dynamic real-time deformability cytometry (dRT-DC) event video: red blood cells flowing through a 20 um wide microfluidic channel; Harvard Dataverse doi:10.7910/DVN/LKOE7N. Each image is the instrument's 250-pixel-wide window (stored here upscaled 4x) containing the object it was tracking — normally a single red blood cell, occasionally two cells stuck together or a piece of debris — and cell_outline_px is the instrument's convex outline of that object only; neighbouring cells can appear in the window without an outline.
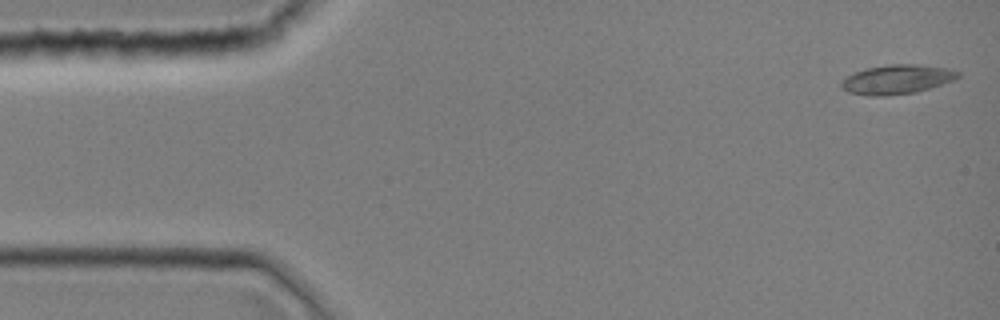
{"species": "common noctule bat (a hibernating species)", "species_latin": "Nyctalus noctula", "temperature_condition": "room temperature", "stored_images_in_passage": 43, "camera_frame_rate_fps": 3000, "um_per_image_px": 0.085, "animal": {"sex": "female", "body_mass_g": 19.0, "forearm_length_mm": 51.5}, "frame": {"image": 1, "passage_image": 1, "time_ms": 0.0, "image_size_px": [1000, 320], "cell_outline_px": [[960, 76], [952, 80], [916, 92], [884, 96], [868, 96], [848, 92], [840, 88], [840, 80], [856, 72], [868, 68], [888, 64], [916, 64], [948, 68], [960, 72]], "centroid_in_image_um": [76.2, 6.75], "position_along_channel_um": 8.8, "area_um2": 19.83}}
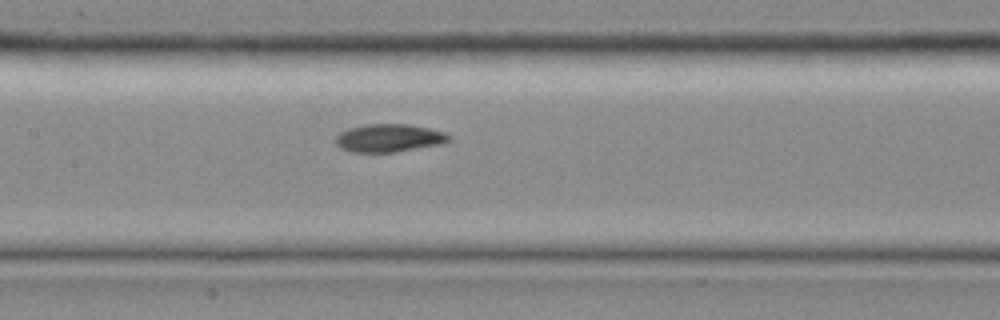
{"frame": {"image": 2, "passage_image": 20, "time_ms": 6.333, "image_size_px": [1000, 320], "cell_outline_px": [[452, 140], [444, 144], [396, 152], [352, 152], [340, 148], [336, 144], [336, 136], [340, 132], [348, 128], [368, 124], [408, 124], [428, 128], [444, 132], [452, 136]], "centroid_in_image_um": [33.11, 11.74], "position_along_channel_um": 174.3, "area_um2": 18.67}}
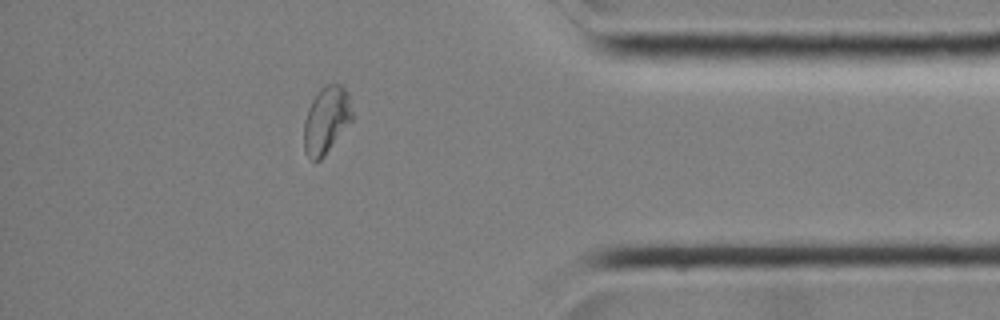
{"frame": {"image": 3, "passage_image": 37, "time_ms": 12.0, "image_size_px": [1000, 320], "cell_outline_px": [[352, 120], [324, 156], [320, 160], [312, 160], [304, 152], [304, 120], [308, 108], [312, 100], [320, 88], [328, 84], [340, 84], [348, 92], [352, 112]], "centroid_in_image_um": [27.72, 10.2], "position_along_channel_um": 407.5, "area_um2": 18.73}}